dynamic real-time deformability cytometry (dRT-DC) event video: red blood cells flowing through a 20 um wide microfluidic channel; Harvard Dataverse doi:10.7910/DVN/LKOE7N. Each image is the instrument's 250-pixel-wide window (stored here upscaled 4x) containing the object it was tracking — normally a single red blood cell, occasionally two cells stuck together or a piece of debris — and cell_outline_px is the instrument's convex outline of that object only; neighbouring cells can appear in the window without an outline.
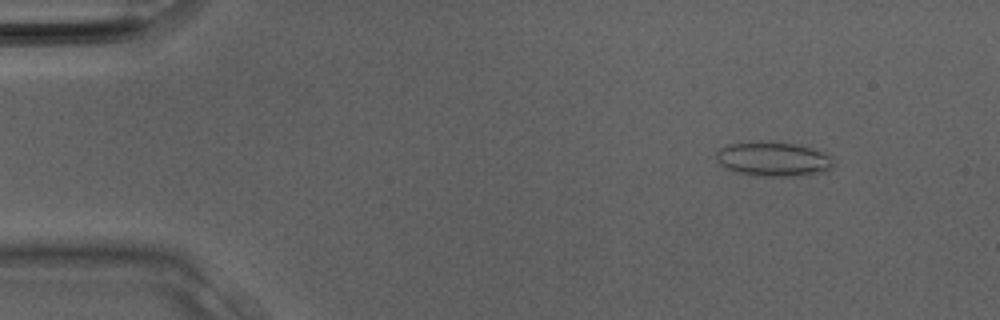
{"species": "Egyptian fruit bat (a non-hibernating species)", "species_latin": "Rousettus aegyptiacus", "temperature_condition": "room temperature", "stored_images_in_passage": 31, "camera_frame_rate_fps": 3000, "um_per_image_px": 0.085, "animal": {"sex": "male"}, "frame": {"image": 1, "passage_image": 4, "time_ms": 1.0, "image_size_px": [1000, 320], "cell_outline_px": [[836, 164], [832, 168], [824, 172], [788, 176], [764, 176], [736, 172], [720, 164], [716, 160], [716, 152], [720, 148], [728, 144], [768, 140], [796, 144], [832, 156], [836, 160]], "centroid_in_image_um": [65.74, 13.51], "position_along_channel_um": 19.3, "area_um2": 23.58}}
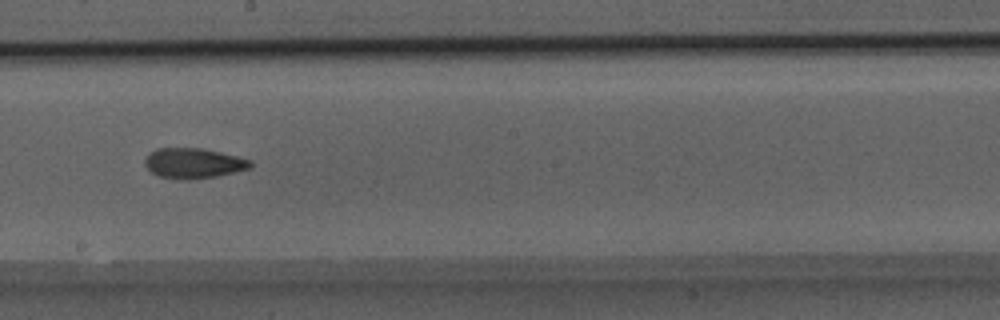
{"frame": {"image": 2, "passage_image": 18, "time_ms": 5.667, "image_size_px": [1000, 320], "cell_outline_px": [[252, 168], [236, 172], [216, 176], [184, 180], [180, 180], [160, 176], [152, 172], [144, 164], [144, 160], [148, 152], [156, 148], [204, 148], [252, 160]], "centroid_in_image_um": [16.44, 13.86], "position_along_channel_um": 231.8, "area_um2": 18.73}}
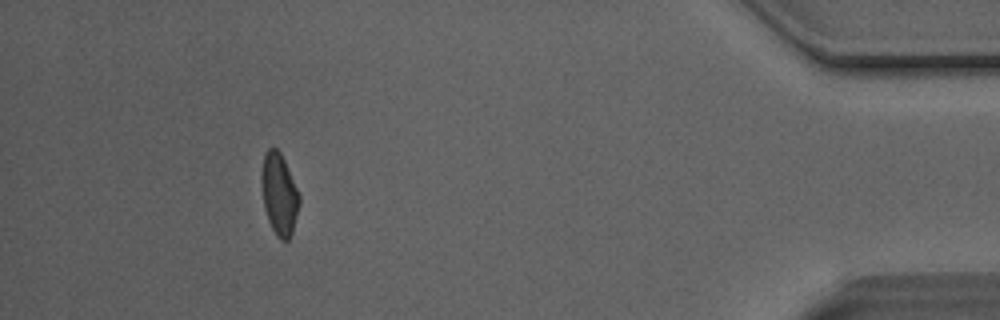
{"frame": {"image": 3, "passage_image": 29, "time_ms": 9.333, "image_size_px": [1000, 320], "cell_outline_px": [[300, 204], [292, 232], [288, 240], [280, 240], [276, 236], [268, 220], [264, 208], [260, 180], [260, 176], [264, 156], [268, 148], [276, 148], [280, 152], [284, 160], [300, 196]], "centroid_in_image_um": [23.72, 16.52], "position_along_channel_um": 411.5, "area_um2": 17.98}}